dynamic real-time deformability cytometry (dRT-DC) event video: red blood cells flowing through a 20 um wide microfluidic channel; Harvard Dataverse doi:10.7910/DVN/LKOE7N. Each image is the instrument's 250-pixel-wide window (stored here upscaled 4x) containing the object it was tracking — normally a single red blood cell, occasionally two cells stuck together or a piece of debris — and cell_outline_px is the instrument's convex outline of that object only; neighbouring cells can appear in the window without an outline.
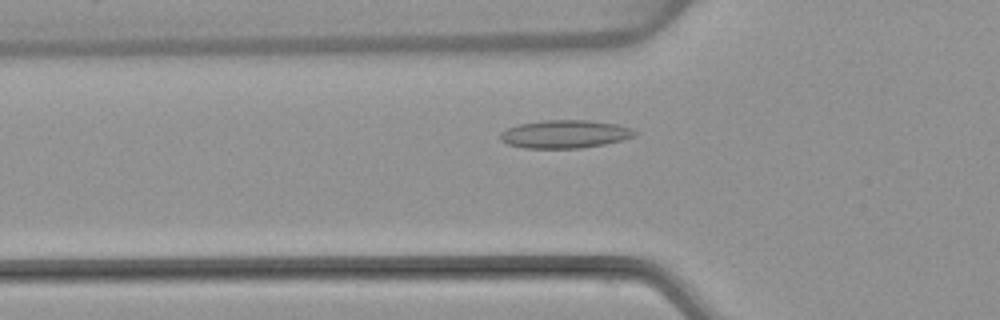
{"species": "common noctule bat (a hibernating species)", "species_latin": "Nyctalus noctula", "temperature_condition": "warm", "stored_images_in_passage": 50, "camera_frame_rate_fps": 3000, "um_per_image_px": 0.085, "animal": {"sex": "female", "body_mass_g": 22.7, "forearm_length_mm": 54.2}, "frame": {"image": 1, "passage_image": 15, "time_ms": 4.667, "image_size_px": [1000, 320], "cell_outline_px": [[636, 136], [624, 140], [604, 144], [580, 148], [524, 148], [508, 144], [500, 140], [500, 132], [516, 124], [544, 120], [588, 120], [616, 124], [632, 128], [636, 132]], "centroid_in_image_um": [48.01, 11.39], "position_along_channel_um": 77.8, "area_um2": 22.14}}
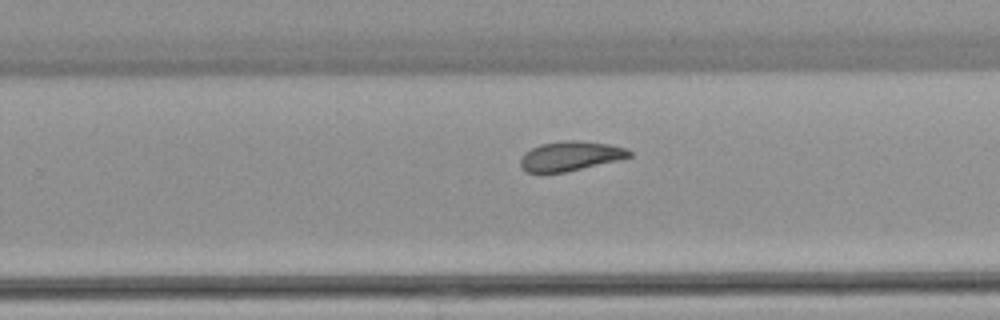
{"frame": {"image": 2, "passage_image": 31, "time_ms": 10.0, "image_size_px": [1000, 320], "cell_outline_px": [[632, 156], [620, 160], [564, 172], [528, 172], [520, 164], [520, 160], [524, 152], [540, 144], [564, 140], [576, 140], [608, 144], [624, 148], [632, 152]], "centroid_in_image_um": [48.49, 13.25], "position_along_channel_um": 281.3, "area_um2": 18.55}}
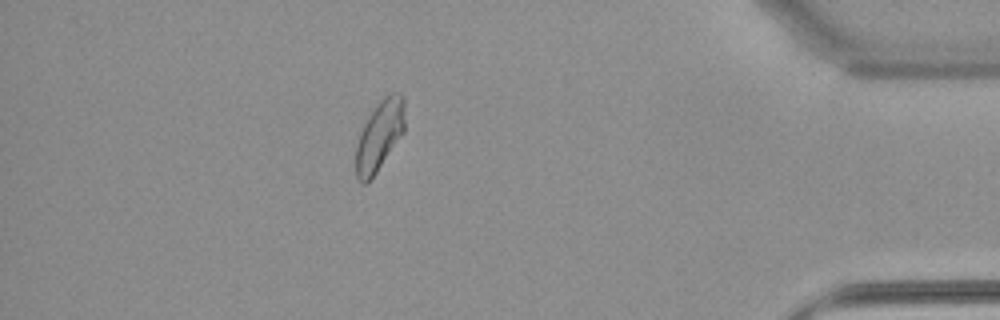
{"frame": {"image": 3, "passage_image": 44, "time_ms": 14.333, "image_size_px": [1000, 320], "cell_outline_px": [[404, 132], [376, 172], [364, 184], [360, 184], [356, 176], [356, 144], [360, 132], [368, 116], [380, 100], [388, 92], [400, 92], [404, 96]], "centroid_in_image_um": [32.26, 11.48], "position_along_channel_um": 402.9, "area_um2": 19.94}, "authors_computed_cell_mechanics": {"area_um2": 19.9988, "velocity_mm_per_s": 3.8114, "shape_relaxation_time_tau1_ms": null, "shape_relaxation_time_tau2_ms": 3.265, "deformation_change_tau1": null, "deformation_change_tau2": 0.0896}}